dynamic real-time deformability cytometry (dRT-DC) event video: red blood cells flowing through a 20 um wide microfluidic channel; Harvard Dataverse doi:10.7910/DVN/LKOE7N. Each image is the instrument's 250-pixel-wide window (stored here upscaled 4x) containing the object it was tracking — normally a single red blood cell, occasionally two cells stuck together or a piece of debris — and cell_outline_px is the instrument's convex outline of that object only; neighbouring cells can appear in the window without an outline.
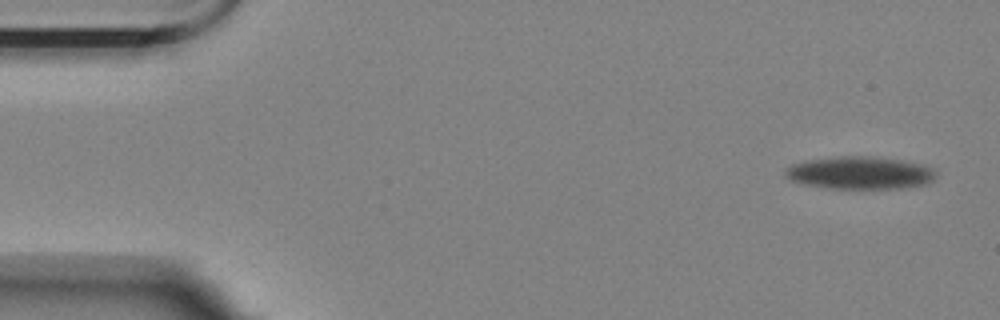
{"species": "Egyptian fruit bat (a non-hibernating species)", "species_latin": "Rousettus aegyptiacus", "temperature_condition": "room temperature", "stored_images_in_passage": 4, "camera_frame_rate_fps": 3000, "um_per_image_px": 0.085, "animal": {"sex": "female"}, "frame": {"image": 1, "passage_image": 1, "time_ms": 0.0, "image_size_px": [1000, 320], "cell_outline_px": [[936, 176], [932, 180], [924, 184], [900, 188], [832, 188], [804, 184], [788, 180], [784, 176], [784, 172], [792, 164], [808, 160], [840, 156], [872, 156], [900, 160], [920, 164], [932, 168], [936, 172]], "centroid_in_image_um": [73.06, 14.69], "position_along_channel_um": 11.9, "area_um2": 28.38}}
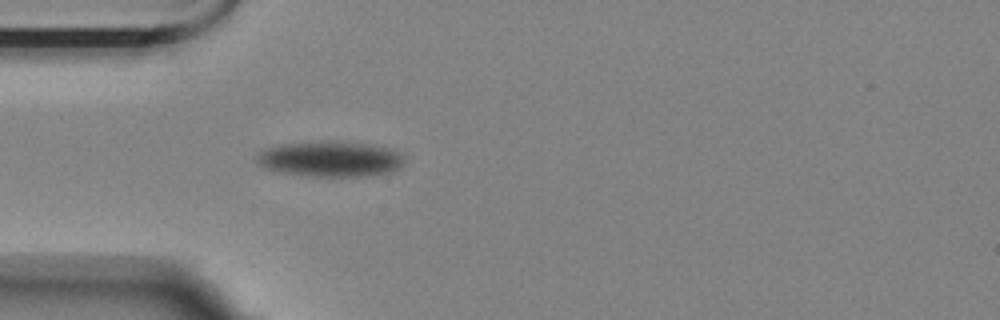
{"frame": {"image": 2, "passage_image": 4, "time_ms": 5.0, "image_size_px": [1000, 320], "cell_outline_px": [[404, 164], [400, 168], [388, 172], [372, 176], [308, 176], [280, 172], [264, 168], [252, 160], [260, 152], [268, 148], [284, 144], [368, 144], [404, 152]], "centroid_in_image_um": [28.11, 13.57], "position_along_channel_um": 56.9, "area_um2": 29.65}}